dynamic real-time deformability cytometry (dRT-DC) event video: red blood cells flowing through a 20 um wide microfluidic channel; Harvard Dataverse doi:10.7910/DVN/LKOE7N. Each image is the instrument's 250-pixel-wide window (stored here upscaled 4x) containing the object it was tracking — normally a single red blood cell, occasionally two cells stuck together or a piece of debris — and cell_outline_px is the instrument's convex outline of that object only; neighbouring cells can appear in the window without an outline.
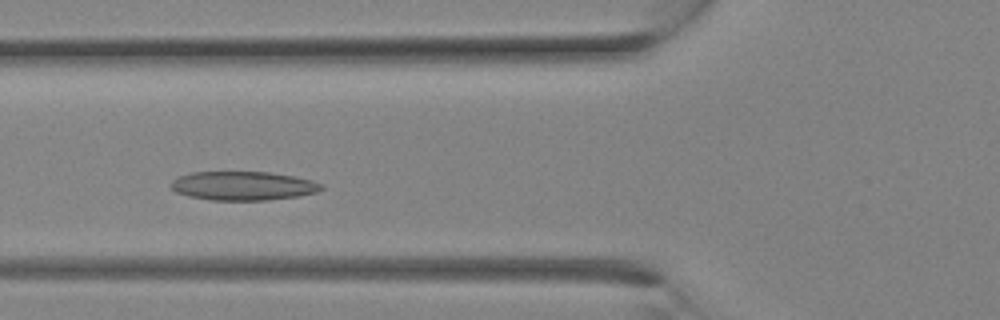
{"species": "Egyptian fruit bat (a non-hibernating species)", "species_latin": "Rousettus aegyptiacus", "temperature_condition": "room temperature", "stored_images_in_passage": 9, "camera_frame_rate_fps": 3000, "um_per_image_px": 0.085, "animal": {"sex": "female"}, "frame": {"image": 1, "passage_image": 4, "time_ms": 1.0, "image_size_px": [1000, 320], "cell_outline_px": [[324, 188], [316, 192], [300, 196], [268, 200], [212, 200], [188, 196], [176, 192], [168, 184], [176, 176], [192, 172], [268, 172], [292, 176], [312, 180], [324, 184]], "centroid_in_image_um": [20.64, 15.79], "position_along_channel_um": 105.2, "area_um2": 25.49}}
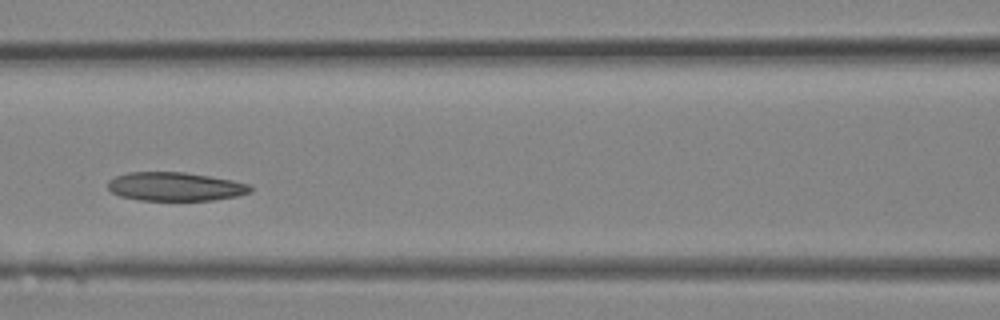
{"frame": {"image": 2, "passage_image": 6, "time_ms": 1.667, "image_size_px": [1000, 320], "cell_outline_px": [[252, 192], [236, 196], [212, 200], [140, 200], [120, 196], [112, 192], [108, 188], [108, 180], [116, 176], [128, 172], [184, 172], [232, 180], [252, 184]], "centroid_in_image_um": [14.91, 15.86], "position_along_channel_um": 151.7, "area_um2": 23.81}}
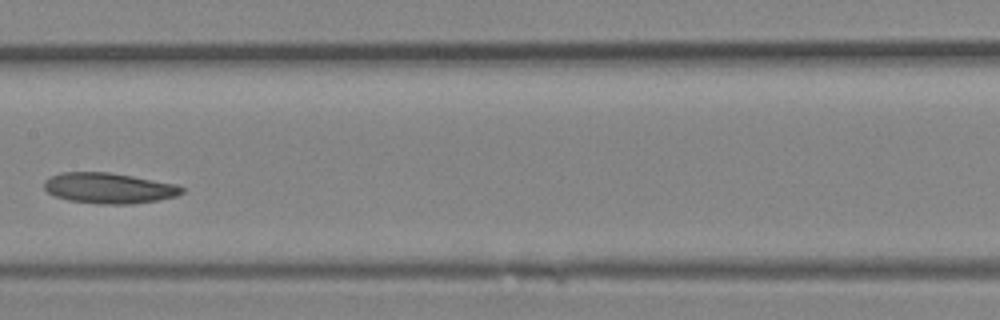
{"frame": {"image": 3, "passage_image": 8, "time_ms": 2.333, "image_size_px": [1000, 320], "cell_outline_px": [[184, 192], [176, 196], [156, 200], [132, 204], [100, 204], [68, 200], [56, 196], [48, 192], [44, 188], [44, 180], [48, 176], [60, 172], [108, 172], [132, 176], [176, 184], [184, 188]], "centroid_in_image_um": [9.23, 15.98], "position_along_channel_um": 198.2, "area_um2": 24.57}}